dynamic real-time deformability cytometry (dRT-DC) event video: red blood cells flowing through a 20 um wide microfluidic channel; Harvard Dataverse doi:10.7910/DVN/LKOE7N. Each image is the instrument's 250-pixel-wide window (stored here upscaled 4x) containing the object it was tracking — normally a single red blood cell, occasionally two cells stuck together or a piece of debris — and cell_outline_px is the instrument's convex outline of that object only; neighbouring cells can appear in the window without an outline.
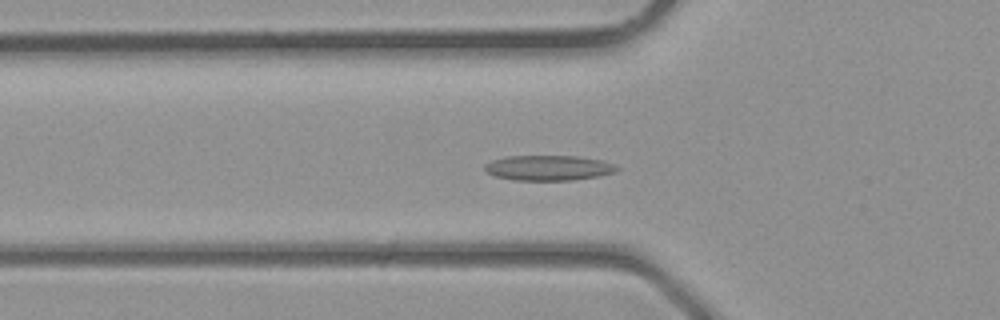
{"species": "common noctule bat (a hibernating species)", "species_latin": "Nyctalus noctula", "temperature_condition": "room temperature", "stored_images_in_passage": 39, "camera_frame_rate_fps": 3000, "um_per_image_px": 0.085, "animal": {"sex": "male", "body_mass_g": 23.1, "forearm_length_mm": 52.7}, "frame": {"image": 1, "passage_image": 14, "time_ms": 4.333, "image_size_px": [1000, 320], "cell_outline_px": [[620, 168], [616, 172], [600, 176], [572, 180], [512, 180], [496, 176], [488, 172], [484, 168], [484, 164], [492, 160], [508, 156], [580, 156], [604, 160], [616, 164]], "centroid_in_image_um": [46.69, 14.26], "position_along_channel_um": 79.1, "area_um2": 19.59}}
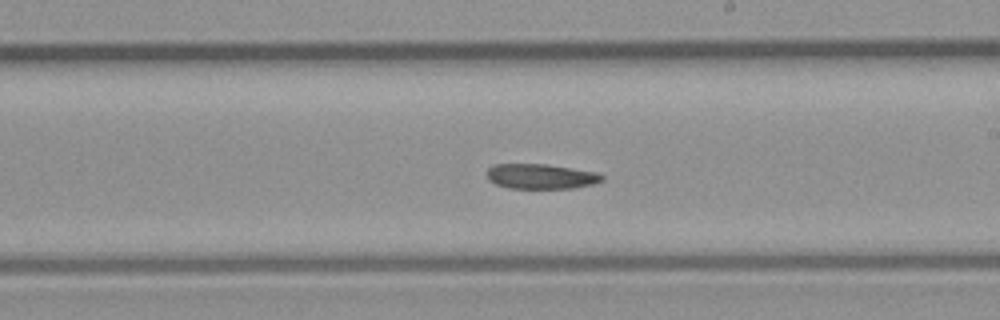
{"frame": {"image": 2, "passage_image": 23, "time_ms": 7.333, "image_size_px": [1000, 320], "cell_outline_px": [[604, 180], [592, 184], [576, 188], [508, 188], [496, 184], [488, 180], [488, 168], [492, 164], [548, 164], [600, 172], [604, 176]], "centroid_in_image_um": [46.02, 14.98], "position_along_channel_um": 243.0, "area_um2": 16.99}}
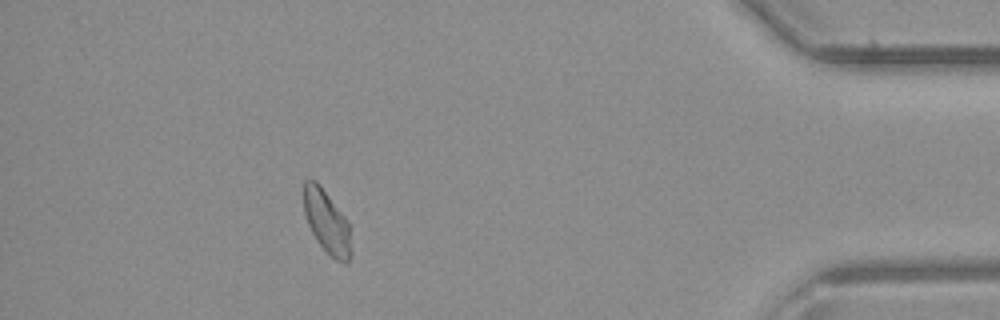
{"frame": {"image": 3, "passage_image": 35, "time_ms": 11.333, "image_size_px": [1000, 320], "cell_outline_px": [[352, 252], [348, 264], [344, 264], [336, 260], [316, 240], [308, 224], [304, 212], [304, 180], [316, 180], [320, 184], [344, 216], [348, 224], [352, 248]], "centroid_in_image_um": [27.79, 18.87], "position_along_channel_um": 407.4, "area_um2": 17.34}}